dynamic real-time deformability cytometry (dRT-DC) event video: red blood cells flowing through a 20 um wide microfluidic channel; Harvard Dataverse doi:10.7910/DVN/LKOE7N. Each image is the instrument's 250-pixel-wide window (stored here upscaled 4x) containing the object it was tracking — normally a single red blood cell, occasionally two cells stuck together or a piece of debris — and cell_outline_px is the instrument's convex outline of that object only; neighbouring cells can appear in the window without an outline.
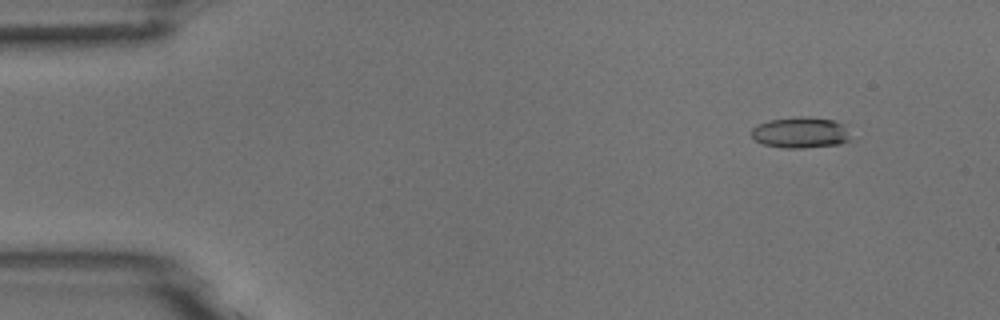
{"species": "common noctule bat (a hibernating species)", "species_latin": "Nyctalus noctula", "temperature_condition": "room temperature", "stored_images_in_passage": 4, "camera_frame_rate_fps": 3000, "um_per_image_px": 0.085, "animal": {"sex": "male", "body_mass_g": 18.8}, "frame": {"image": 1, "passage_image": 2, "time_ms": 1.0, "image_size_px": [1000, 320], "cell_outline_px": [[848, 140], [840, 144], [804, 148], [784, 148], [764, 144], [756, 140], [752, 136], [752, 128], [756, 124], [768, 120], [808, 116], [832, 120], [844, 124], [848, 136]], "centroid_in_image_um": [68.01, 11.27], "position_along_channel_um": 17.0, "area_um2": 17.74}}